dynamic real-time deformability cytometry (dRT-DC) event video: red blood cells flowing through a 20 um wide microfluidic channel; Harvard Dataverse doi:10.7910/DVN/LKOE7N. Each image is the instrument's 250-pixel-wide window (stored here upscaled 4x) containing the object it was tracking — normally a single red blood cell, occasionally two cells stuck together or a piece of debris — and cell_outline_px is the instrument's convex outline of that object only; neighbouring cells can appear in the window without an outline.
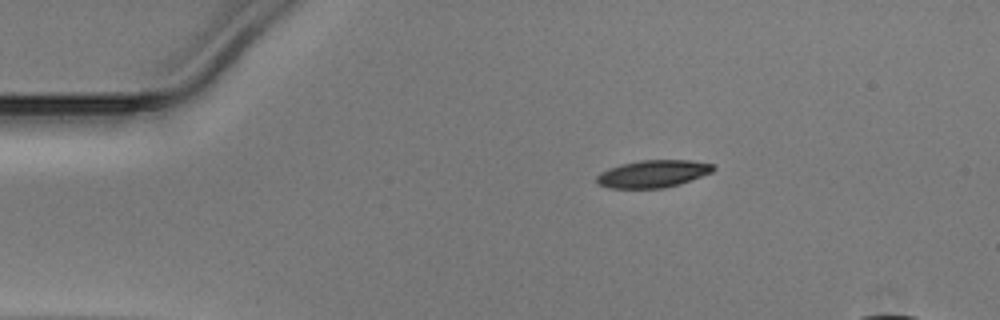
{"species": "Egyptian fruit bat (a non-hibernating species)", "species_latin": "Rousettus aegyptiacus", "temperature_condition": "warm", "stored_images_in_passage": 38, "camera_frame_rate_fps": 3000, "um_per_image_px": 0.085, "animal": {"sex": "male"}, "frame": {"image": 1, "passage_image": 1, "time_ms": 0.0, "image_size_px": [1000, 320], "cell_outline_px": [[716, 168], [712, 172], [680, 184], [664, 188], [608, 188], [600, 184], [596, 180], [596, 176], [600, 172], [608, 168], [620, 164], [640, 160], [692, 160], [712, 164]], "centroid_in_image_um": [55.5, 14.77], "position_along_channel_um": 29.5, "area_um2": 18.67}}
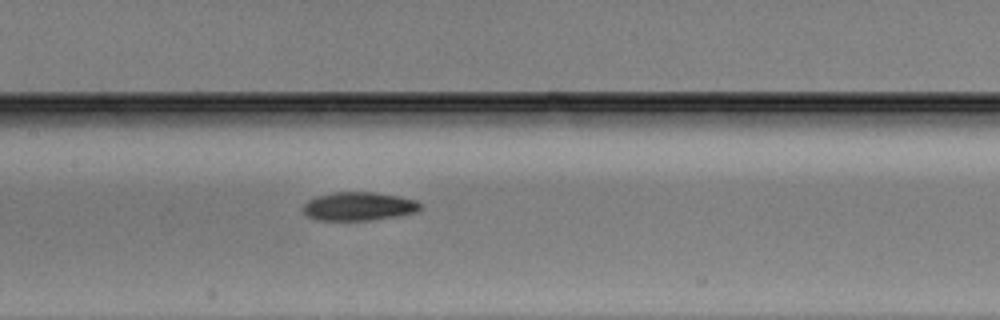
{"frame": {"image": 2, "passage_image": 16, "time_ms": 5.0, "image_size_px": [1000, 320], "cell_outline_px": [[424, 208], [416, 212], [396, 216], [372, 220], [316, 220], [308, 216], [304, 212], [304, 204], [308, 200], [316, 196], [336, 192], [372, 192], [400, 196], [416, 200], [424, 204]], "centroid_in_image_um": [30.55, 17.53], "position_along_channel_um": 176.8, "area_um2": 19.59}}
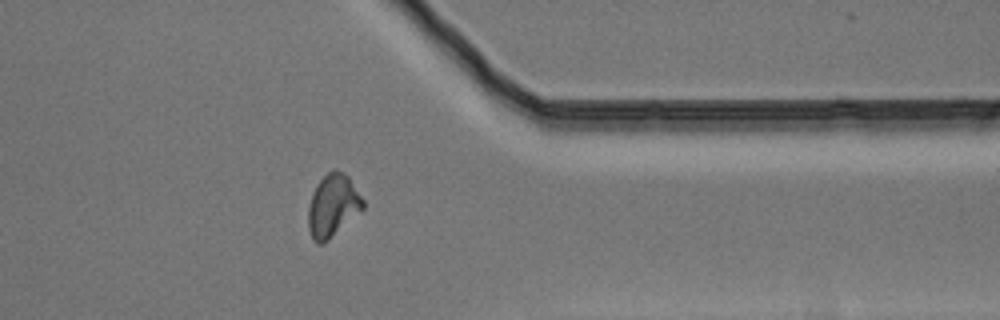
{"frame": {"image": 3, "passage_image": 32, "time_ms": 10.333, "image_size_px": [1000, 320], "cell_outline_px": [[364, 208], [324, 244], [316, 244], [312, 240], [308, 228], [308, 208], [312, 192], [316, 184], [332, 168], [336, 168], [344, 172], [348, 176], [364, 200]], "centroid_in_image_um": [28.27, 17.48], "position_along_channel_um": 383.1, "area_um2": 20.17}}